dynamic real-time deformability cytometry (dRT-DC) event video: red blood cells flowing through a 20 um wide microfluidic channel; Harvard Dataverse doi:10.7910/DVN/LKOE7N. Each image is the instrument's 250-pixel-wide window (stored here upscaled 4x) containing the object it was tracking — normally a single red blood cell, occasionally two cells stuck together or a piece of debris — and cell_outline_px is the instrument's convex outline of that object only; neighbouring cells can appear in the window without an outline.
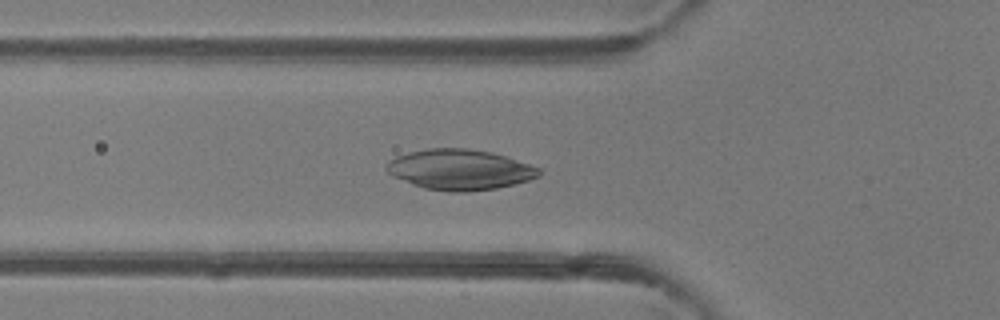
{"species": "common noctule bat (a hibernating species)", "species_latin": "Nyctalus noctula", "temperature_condition": "room temperature", "stored_images_in_passage": 49, "camera_frame_rate_fps": 3000, "um_per_image_px": 0.085, "animal": {"sex": "female"}, "frame": {"image": 1, "passage_image": 17, "time_ms": 5.333, "image_size_px": [1000, 320], "cell_outline_px": [[544, 172], [540, 176], [528, 180], [496, 188], [468, 192], [448, 192], [424, 188], [412, 184], [392, 176], [384, 168], [396, 156], [408, 152], [428, 148], [468, 148], [492, 152], [540, 168]], "centroid_in_image_um": [39.08, 14.42], "position_along_channel_um": 86.7, "area_um2": 35.95}}
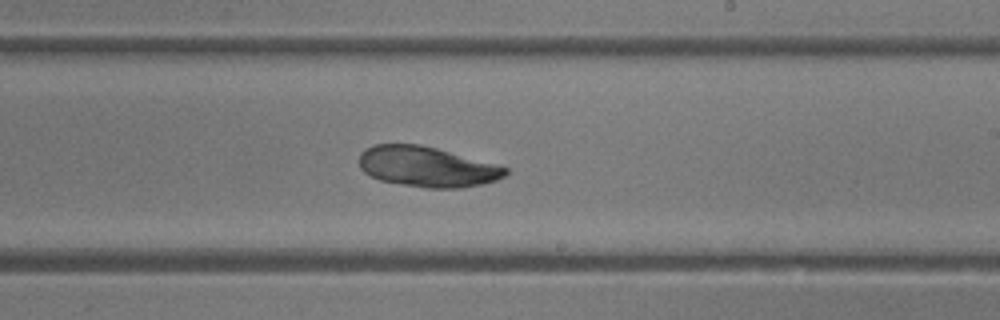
{"frame": {"image": 2, "passage_image": 29, "time_ms": 9.333, "image_size_px": [1000, 320], "cell_outline_px": [[508, 172], [504, 176], [496, 180], [484, 184], [460, 188], [428, 188], [380, 180], [364, 172], [360, 168], [360, 152], [364, 148], [372, 144], [420, 144], [500, 164], [508, 168]], "centroid_in_image_um": [36.32, 14.16], "position_along_channel_um": 252.7, "area_um2": 34.56}}
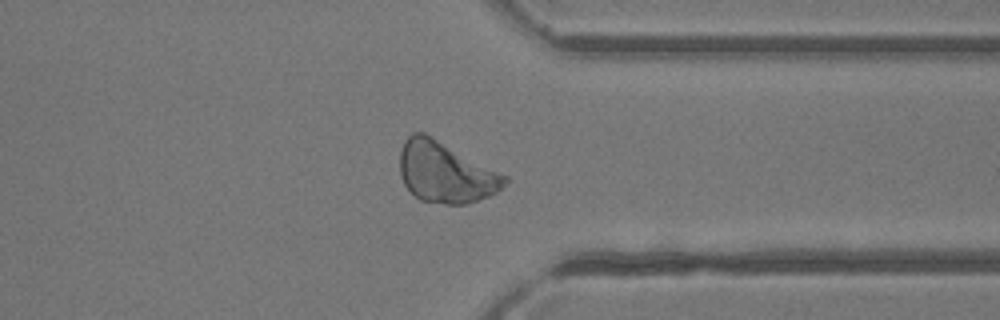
{"frame": {"image": 3, "passage_image": 38, "time_ms": 12.333, "image_size_px": [1000, 320], "cell_outline_px": [[508, 180], [496, 192], [488, 196], [464, 204], [444, 204], [420, 200], [404, 184], [400, 176], [400, 148], [404, 140], [412, 132], [424, 132], [432, 136], [508, 176]], "centroid_in_image_um": [37.84, 14.62], "position_along_channel_um": 373.6, "area_um2": 37.05}}